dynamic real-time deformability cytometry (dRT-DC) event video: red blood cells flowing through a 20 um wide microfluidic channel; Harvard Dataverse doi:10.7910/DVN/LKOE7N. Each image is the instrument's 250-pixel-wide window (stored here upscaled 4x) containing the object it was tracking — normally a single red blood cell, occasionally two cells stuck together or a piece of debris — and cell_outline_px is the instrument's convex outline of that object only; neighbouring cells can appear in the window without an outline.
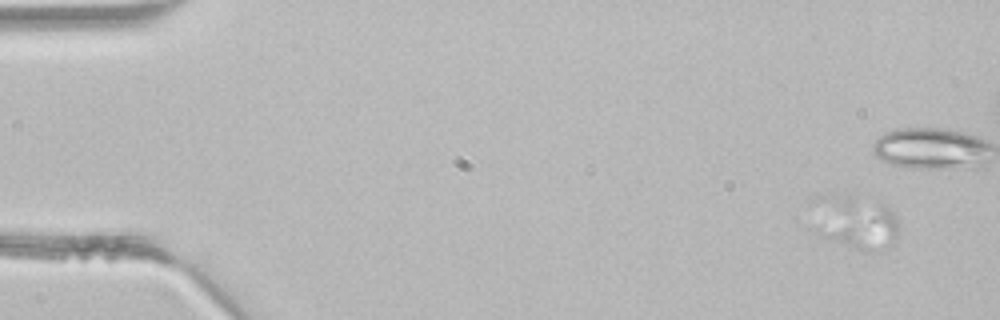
{"species": "common noctule bat (a hibernating species)", "species_latin": "Nyctalus noctula", "temperature_condition": "room temperature", "stored_images_in_passage": 5, "camera_frame_rate_fps": 3000, "um_per_image_px": 0.085, "animal": {"sex": "male", "body_mass_g": 21.5, "forearm_length_mm": 52.0}, "frame": {"image": 1, "passage_image": 1, "time_ms": 0.0, "image_size_px": [1000, 320], "cell_outline_px": [[900, 228], [892, 244], [884, 252], [864, 252], [820, 236], [816, 232], [816, 228], [876, 196], [880, 196], [896, 216]], "centroid_in_image_um": [73.42, 19.3], "position_along_channel_um": 11.6, "area_um2": 20.92}}
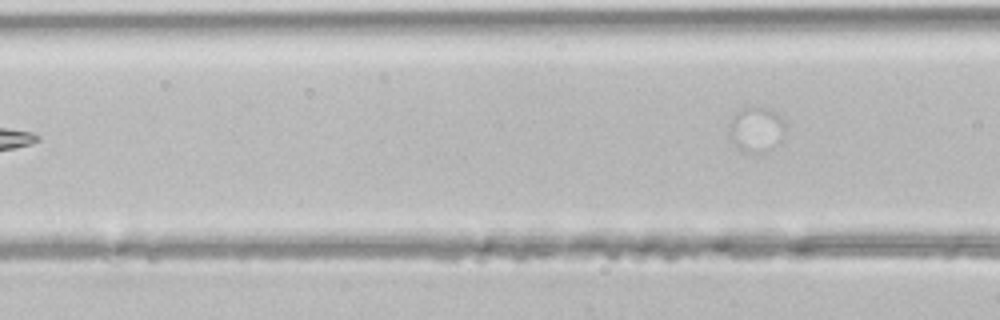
{"frame": {"image": 2, "passage_image": 5, "time_ms": 1.333, "image_size_px": [1000, 320], "cell_outline_px": [[784, 136], [780, 140], [760, 152], [740, 152], [728, 140], [728, 124], [732, 116], [740, 108], [768, 108], [776, 112], [784, 120]], "centroid_in_image_um": [64.19, 10.99], "position_along_channel_um": 102.4, "area_um2": 14.85}}